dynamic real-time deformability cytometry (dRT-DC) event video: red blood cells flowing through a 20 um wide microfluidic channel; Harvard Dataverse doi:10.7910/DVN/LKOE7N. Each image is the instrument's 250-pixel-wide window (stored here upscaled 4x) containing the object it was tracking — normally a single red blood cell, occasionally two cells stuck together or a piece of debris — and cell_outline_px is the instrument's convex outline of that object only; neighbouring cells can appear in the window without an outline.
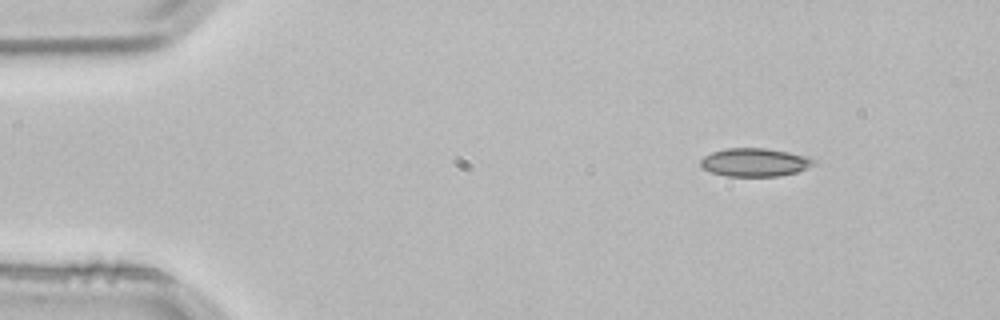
{"species": "common noctule bat (a hibernating species)", "species_latin": "Nyctalus noctula", "temperature_condition": "room temperature", "stored_images_in_passage": 4, "camera_frame_rate_fps": 3000, "um_per_image_px": 0.085, "animal": {"sex": "male", "body_mass_g": 21.5, "forearm_length_mm": 52.0}, "frame": {"image": 1, "passage_image": 1, "time_ms": 0.0, "image_size_px": [1000, 320], "cell_outline_px": [[816, 160], [812, 164], [796, 172], [780, 176], [724, 176], [712, 172], [704, 168], [700, 164], [700, 160], [704, 156], [712, 152], [724, 148], [764, 148], [788, 152], [804, 156]], "centroid_in_image_um": [64.1, 13.79], "position_along_channel_um": 20.9, "area_um2": 18.38}}
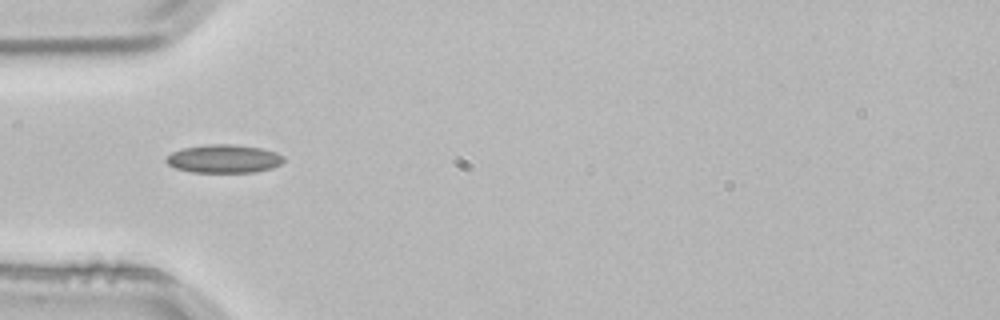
{"frame": {"image": 2, "passage_image": 3, "time_ms": 0.667, "image_size_px": [1000, 320], "cell_outline_px": [[284, 160], [280, 164], [272, 168], [256, 172], [192, 172], [176, 168], [168, 164], [164, 160], [172, 152], [184, 148], [208, 144], [236, 144], [260, 148], [276, 152], [284, 156]], "centroid_in_image_um": [19.05, 13.49], "position_along_channel_um": 66.0, "area_um2": 19.36}}